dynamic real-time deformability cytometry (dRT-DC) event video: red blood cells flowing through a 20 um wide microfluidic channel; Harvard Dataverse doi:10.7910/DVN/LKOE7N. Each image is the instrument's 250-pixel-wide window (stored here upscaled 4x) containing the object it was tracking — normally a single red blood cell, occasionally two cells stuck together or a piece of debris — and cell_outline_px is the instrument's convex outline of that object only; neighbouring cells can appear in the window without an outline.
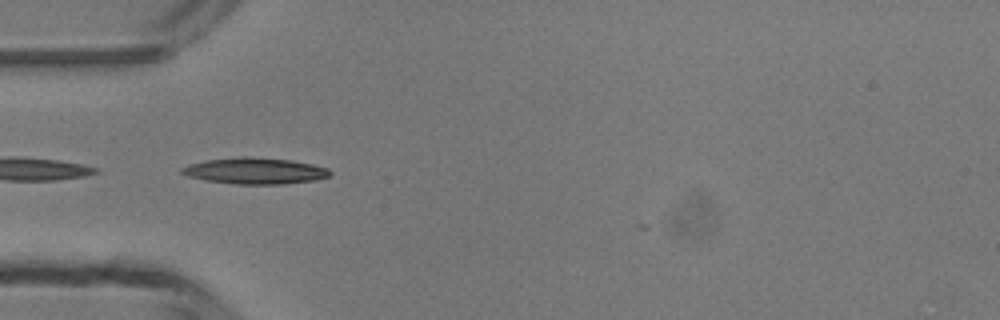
{"species": "common noctule bat (a hibernating species)", "species_latin": "Nyctalus noctula", "temperature_condition": "room temperature", "stored_images_in_passage": 4, "camera_frame_rate_fps": 3000, "um_per_image_px": 0.085, "animal": {"sex": "male", "body_mass_g": 13.3}, "frame": {"image": 1, "passage_image": 1, "time_ms": 0.0, "image_size_px": [1000, 320], "cell_outline_px": [[332, 172], [328, 176], [316, 180], [284, 184], [236, 184], [208, 180], [188, 176], [180, 172], [180, 168], [188, 164], [204, 160], [240, 156], [248, 156], [292, 160], [312, 164], [328, 168]], "centroid_in_image_um": [21.67, 14.51], "position_along_channel_um": 63.3, "area_um2": 22.77}}